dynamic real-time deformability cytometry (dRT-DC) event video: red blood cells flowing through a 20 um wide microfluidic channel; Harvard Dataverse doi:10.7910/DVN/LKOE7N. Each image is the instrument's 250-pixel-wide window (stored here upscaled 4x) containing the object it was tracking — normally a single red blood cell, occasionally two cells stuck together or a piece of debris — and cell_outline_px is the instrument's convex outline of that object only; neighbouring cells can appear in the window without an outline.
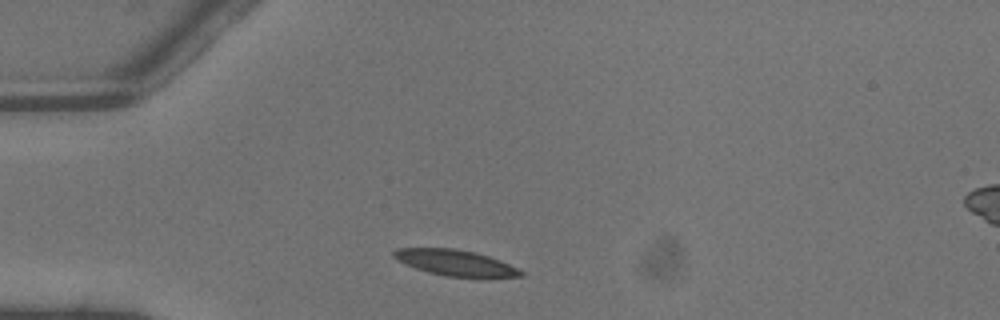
{"species": "common noctule bat (a hibernating species)", "species_latin": "Nyctalus noctula", "temperature_condition": "warm", "stored_images_in_passage": 3, "camera_frame_rate_fps": 3000, "um_per_image_px": 0.085, "animal": {"sex": "male", "body_mass_g": 13.3}, "frame": {"image": 1, "passage_image": 1, "time_ms": 0.0, "image_size_px": [1000, 320], "cell_outline_px": [[524, 276], [448, 276], [428, 272], [404, 264], [396, 260], [392, 256], [392, 252], [396, 248], [452, 248], [476, 252], [500, 260], [524, 272]], "centroid_in_image_um": [38.62, 22.31], "position_along_channel_um": 46.4, "area_um2": 18.79}}